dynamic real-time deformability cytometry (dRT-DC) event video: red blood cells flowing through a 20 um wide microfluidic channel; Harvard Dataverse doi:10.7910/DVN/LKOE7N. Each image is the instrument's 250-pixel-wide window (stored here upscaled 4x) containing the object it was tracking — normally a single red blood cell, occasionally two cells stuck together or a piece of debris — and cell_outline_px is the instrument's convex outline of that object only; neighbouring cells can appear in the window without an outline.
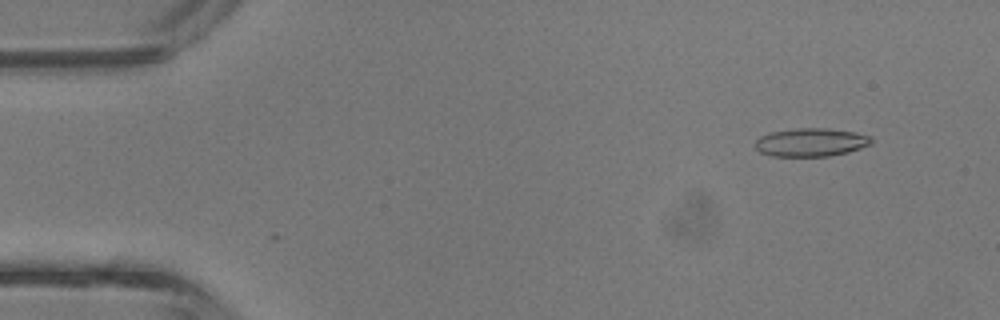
{"species": "common noctule bat (a hibernating species)", "species_latin": "Nyctalus noctula", "temperature_condition": "room temperature", "stored_images_in_passage": 5, "camera_frame_rate_fps": 3000, "um_per_image_px": 0.085, "animal": {"sex": "male", "body_mass_g": 13.3}, "frame": {"image": 1, "passage_image": 4, "time_ms": 1.0, "image_size_px": [1000, 320], "cell_outline_px": [[872, 144], [848, 152], [828, 156], [772, 156], [760, 152], [756, 148], [756, 140], [760, 136], [772, 132], [796, 128], [828, 128], [856, 132], [872, 136]], "centroid_in_image_um": [68.96, 12.09], "position_along_channel_um": 16.0, "area_um2": 19.19}}